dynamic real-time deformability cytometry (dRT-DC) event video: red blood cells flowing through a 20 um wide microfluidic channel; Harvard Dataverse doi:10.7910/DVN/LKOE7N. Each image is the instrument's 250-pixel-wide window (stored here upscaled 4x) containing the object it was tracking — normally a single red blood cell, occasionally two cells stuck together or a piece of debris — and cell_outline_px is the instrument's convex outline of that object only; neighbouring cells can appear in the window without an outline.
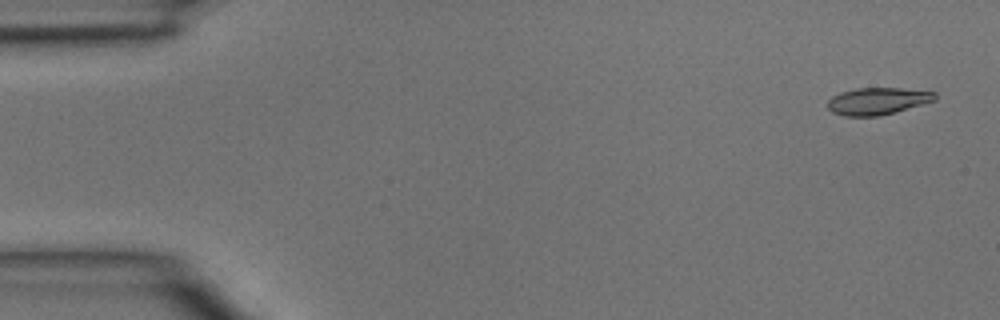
{"species": "common noctule bat (a hibernating species)", "species_latin": "Nyctalus noctula", "temperature_condition": "room temperature", "stored_images_in_passage": 3, "camera_frame_rate_fps": 3000, "um_per_image_px": 0.085, "animal": {"sex": "male", "body_mass_g": 15.6}, "frame": {"image": 1, "passage_image": 1, "time_ms": 0.0, "image_size_px": [1000, 320], "cell_outline_px": [[936, 100], [880, 116], [844, 116], [832, 112], [828, 108], [828, 100], [832, 96], [840, 92], [856, 88], [900, 88], [936, 92]], "centroid_in_image_um": [74.57, 8.59], "position_along_channel_um": 10.4, "area_um2": 16.88}}
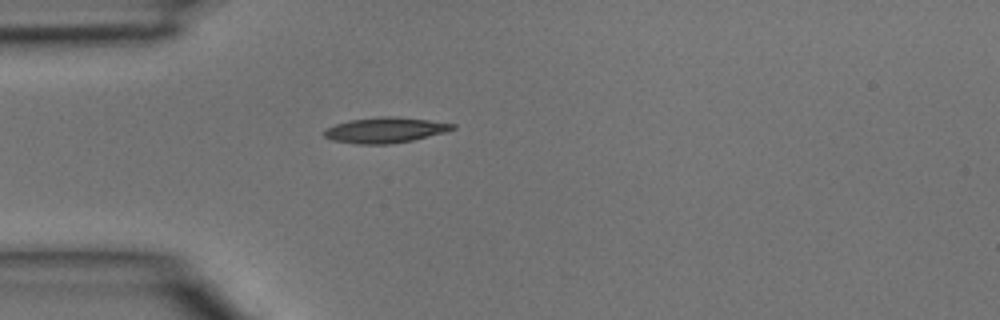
{"frame": {"image": 2, "passage_image": 3, "time_ms": 0.667, "image_size_px": [1000, 320], "cell_outline_px": [[456, 128], [444, 132], [412, 140], [388, 144], [356, 144], [332, 140], [324, 136], [324, 132], [328, 128], [336, 124], [348, 120], [380, 116], [392, 116], [428, 120], [456, 124]], "centroid_in_image_um": [32.73, 11.05], "position_along_channel_um": 52.3, "area_um2": 18.9}}